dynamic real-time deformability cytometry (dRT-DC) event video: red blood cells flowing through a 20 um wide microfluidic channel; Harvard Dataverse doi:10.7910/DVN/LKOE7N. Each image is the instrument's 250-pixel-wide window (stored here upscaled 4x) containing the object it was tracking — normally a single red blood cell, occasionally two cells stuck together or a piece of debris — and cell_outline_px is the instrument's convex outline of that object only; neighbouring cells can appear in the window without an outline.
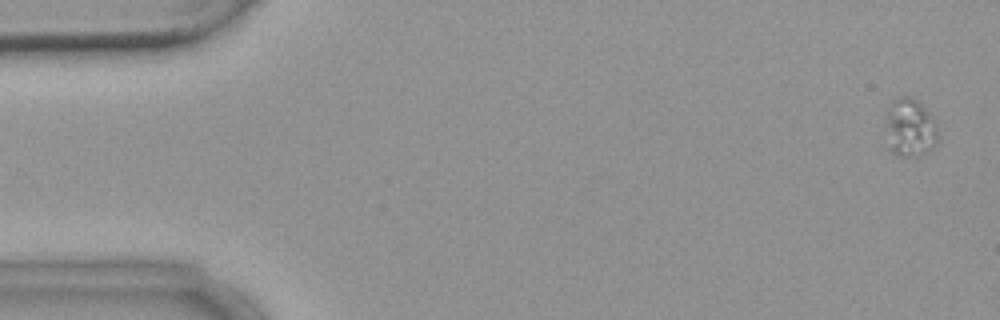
{"species": "common noctule bat (a hibernating species)", "species_latin": "Nyctalus noctula", "temperature_condition": "warm", "stored_images_in_passage": 5, "camera_frame_rate_fps": 3000, "um_per_image_px": 0.085, "animal": {"sex": "female", "body_mass_g": 18.4}, "frame": {"image": 1, "passage_image": 1, "time_ms": 0.0, "image_size_px": [1000, 320], "cell_outline_px": [[936, 144], [932, 148], [912, 156], [904, 156], [896, 152], [892, 148], [888, 124], [888, 112], [892, 104], [900, 96], [912, 96], [928, 112], [936, 128]], "centroid_in_image_um": [77.4, 10.81], "position_along_channel_um": 7.6, "area_um2": 16.18}}
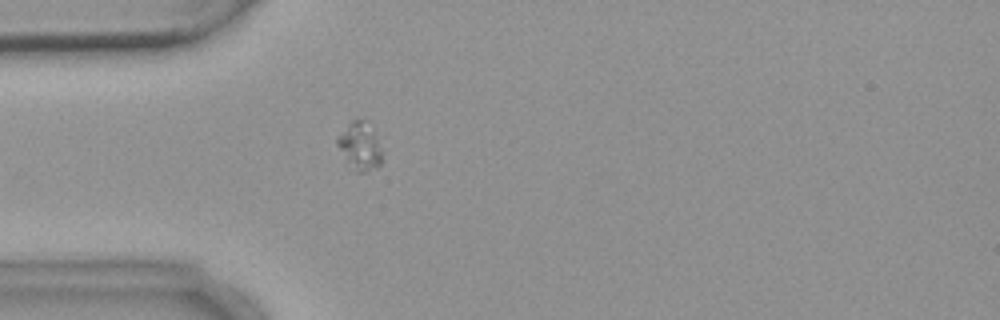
{"frame": {"image": 2, "passage_image": 5, "time_ms": 5.0, "image_size_px": [1000, 320], "cell_outline_px": [[380, 164], [376, 168], [364, 172], [356, 172], [336, 144], [336, 136], [352, 120], [364, 120], [372, 132], [376, 140], [380, 152]], "centroid_in_image_um": [30.53, 12.43], "position_along_channel_um": 54.5, "area_um2": 11.68}}